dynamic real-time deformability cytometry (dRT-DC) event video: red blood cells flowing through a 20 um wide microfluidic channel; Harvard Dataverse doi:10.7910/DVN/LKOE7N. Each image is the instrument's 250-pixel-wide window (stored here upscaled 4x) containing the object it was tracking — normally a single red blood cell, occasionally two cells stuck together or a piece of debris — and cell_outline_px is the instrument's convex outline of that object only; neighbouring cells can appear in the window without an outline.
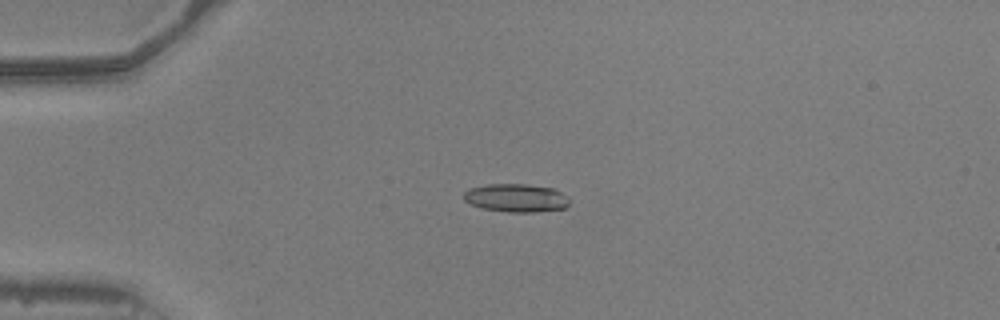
{"species": "common noctule bat (a hibernating species)", "species_latin": "Nyctalus noctula", "temperature_condition": "warm", "stored_images_in_passage": 52, "camera_frame_rate_fps": 3000, "um_per_image_px": 0.085, "animal": {"sex": "male", "body_mass_g": 20.5, "forearm_length_mm": 52.5}, "frame": {"image": 1, "passage_image": 13, "time_ms": 4.0, "image_size_px": [1000, 320], "cell_outline_px": [[568, 204], [564, 208], [536, 212], [508, 212], [484, 208], [472, 204], [464, 200], [464, 192], [468, 188], [488, 184], [528, 184], [552, 188], [568, 196]], "centroid_in_image_um": [43.86, 16.81], "position_along_channel_um": 41.1, "area_um2": 17.28}}
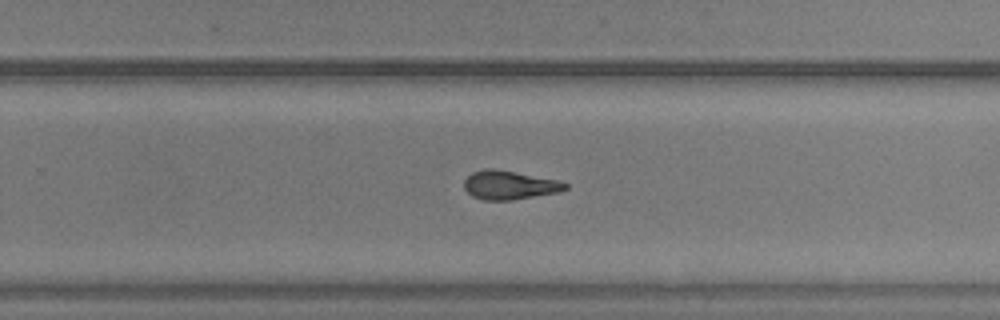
{"frame": {"image": 2, "passage_image": 34, "time_ms": 11.0, "image_size_px": [1000, 320], "cell_outline_px": [[568, 188], [560, 192], [512, 200], [484, 200], [472, 196], [464, 188], [464, 180], [472, 172], [484, 168], [492, 168], [556, 180], [568, 184]], "centroid_in_image_um": [43.27, 15.74], "position_along_channel_um": 286.5, "area_um2": 16.82}}
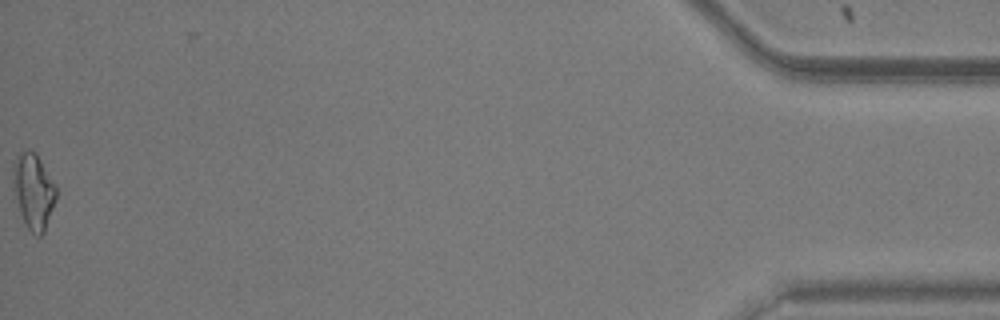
{"frame": {"image": 3, "passage_image": 52, "time_ms": 17.0, "image_size_px": [1000, 320], "cell_outline_px": [[56, 200], [44, 232], [40, 236], [36, 236], [28, 228], [20, 212], [16, 196], [12, 172], [12, 164], [20, 152], [28, 148], [36, 152], [56, 184]], "centroid_in_image_um": [2.87, 16.2], "position_along_channel_um": 432.3, "area_um2": 18.9}, "authors_computed_cell_mechanics": {"area_um2": 17.1088, "velocity_mm_per_s": 3.9731, "shape_relaxation_time_tau1_ms": 8.9165, "shape_relaxation_time_tau2_ms": 3.3731, "deformation_change_tau1": 0.2164, "deformation_change_tau2": 0.1107}}